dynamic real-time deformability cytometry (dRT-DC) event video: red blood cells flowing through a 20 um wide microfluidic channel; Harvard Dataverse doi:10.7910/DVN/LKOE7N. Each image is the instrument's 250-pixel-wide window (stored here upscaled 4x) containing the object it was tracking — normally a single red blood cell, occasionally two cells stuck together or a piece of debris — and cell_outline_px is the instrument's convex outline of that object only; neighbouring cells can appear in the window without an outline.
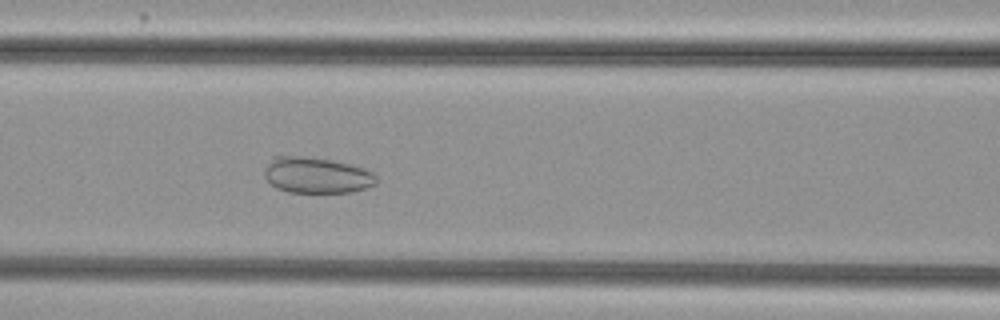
{"species": "common noctule bat (a hibernating species)", "species_latin": "Nyctalus noctula", "temperature_condition": "cold", "stored_images_in_passage": 54, "camera_frame_rate_fps": 3000, "um_per_image_px": 0.085, "animal": {"sex": "female", "body_mass_g": 29.2, "forearm_length_mm": 56.3}, "frame": {"image": 1, "passage_image": 22, "time_ms": 7.0, "image_size_px": [1000, 320], "cell_outline_px": [[376, 184], [352, 192], [288, 192], [276, 188], [264, 176], [264, 168], [272, 156], [304, 156], [332, 160], [364, 168], [372, 172], [376, 176]], "centroid_in_image_um": [26.88, 14.88], "position_along_channel_um": 139.7, "area_um2": 23.47}}
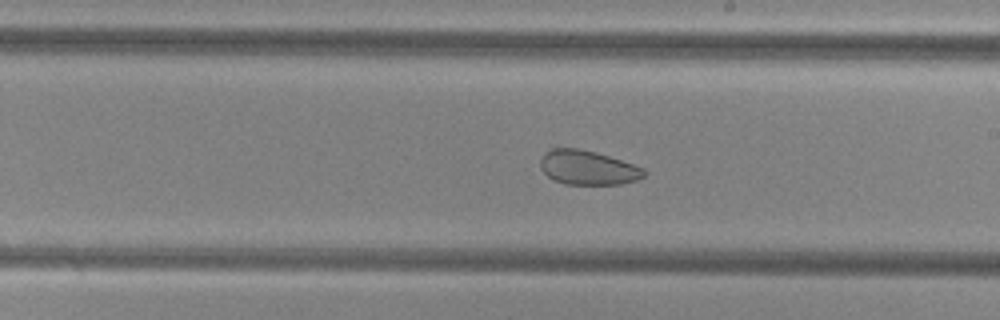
{"frame": {"image": 2, "passage_image": 30, "time_ms": 9.667, "image_size_px": [1000, 320], "cell_outline_px": [[648, 172], [644, 176], [636, 180], [620, 184], [564, 184], [552, 180], [540, 168], [540, 160], [544, 152], [552, 148], [576, 148], [596, 152], [644, 168]], "centroid_in_image_um": [49.94, 14.25], "position_along_channel_um": 239.1, "area_um2": 20.75}}
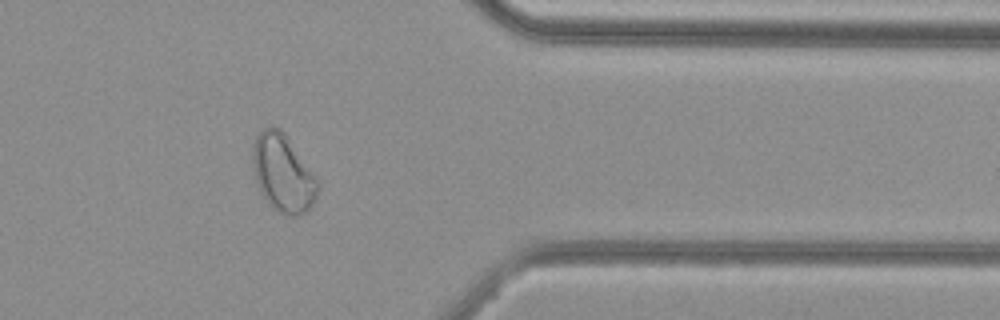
{"frame": {"image": 3, "passage_image": 43, "time_ms": 14.0, "image_size_px": [1000, 320], "cell_outline_px": [[320, 188], [312, 204], [300, 216], [284, 216], [276, 212], [268, 204], [260, 192], [256, 180], [252, 156], [252, 148], [256, 136], [264, 128], [280, 128], [284, 132], [312, 172], [320, 184]], "centroid_in_image_um": [24.04, 14.77], "position_along_channel_um": 387.4, "area_um2": 29.25}, "authors_computed_cell_mechanics": {"area_um2": 29.6225, "velocity_mm_per_s": 3.7356, "shape_relaxation_time_tau1_ms": null, "shape_relaxation_time_tau2_ms": 1.0536, "deformation_change_tau1": null, "deformation_change_tau2": 0.0613}}